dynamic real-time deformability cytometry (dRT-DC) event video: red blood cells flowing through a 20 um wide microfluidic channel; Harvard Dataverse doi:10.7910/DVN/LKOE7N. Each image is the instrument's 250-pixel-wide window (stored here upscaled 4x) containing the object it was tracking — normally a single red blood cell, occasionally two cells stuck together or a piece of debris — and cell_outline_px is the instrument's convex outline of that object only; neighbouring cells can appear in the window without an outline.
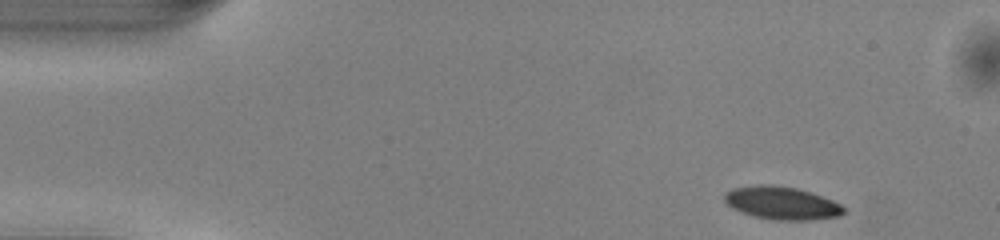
{"species": "common noctule bat (a hibernating species)", "species_latin": "Nyctalus noctula", "temperature_condition": "warm", "stored_images_in_passage": 46, "camera_frame_rate_fps": 3000, "um_per_image_px": 0.085, "animal": {"sex": "male", "body_mass_g": 13.0, "forearm_length_mm": 53.1}, "frame": {"image": 1, "passage_image": 1, "time_ms": 0.0, "image_size_px": [1000, 240], "cell_outline_px": [[848, 212], [840, 216], [808, 220], [776, 220], [756, 216], [732, 208], [724, 200], [724, 192], [732, 188], [760, 184], [764, 184], [796, 188], [832, 200], [848, 208]], "centroid_in_image_um": [66.48, 17.26], "position_along_channel_um": 18.5, "area_um2": 22.72}}
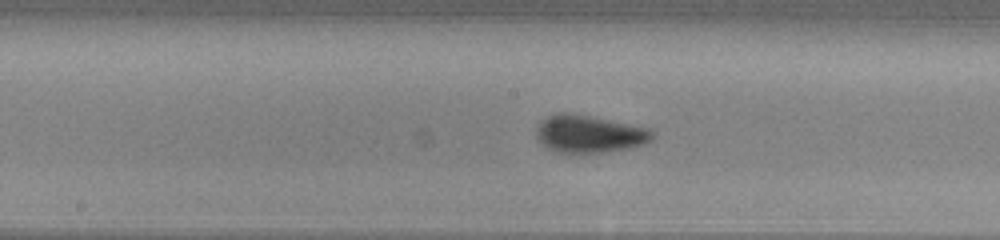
{"frame": {"image": 2, "passage_image": 21, "time_ms": 6.667, "image_size_px": [1000, 240], "cell_outline_px": [[656, 136], [652, 140], [644, 144], [628, 148], [600, 152], [556, 152], [540, 144], [536, 136], [536, 128], [540, 120], [556, 112], [564, 112], [588, 116], [652, 128]], "centroid_in_image_um": [50.08, 11.37], "position_along_channel_um": 198.1, "area_um2": 25.43}}
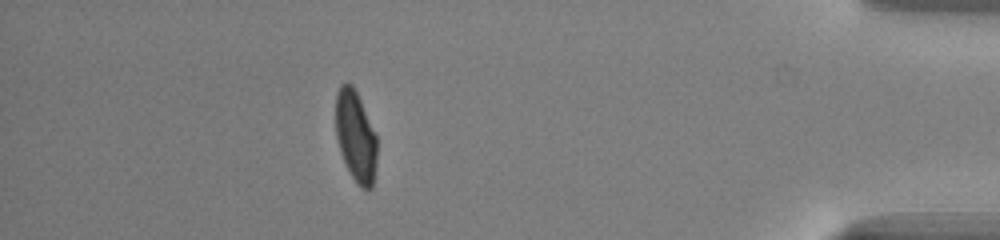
{"frame": {"image": 3, "passage_image": 40, "time_ms": 13.0, "image_size_px": [1000, 240], "cell_outline_px": [[376, 164], [372, 188], [360, 188], [356, 184], [340, 152], [336, 136], [336, 92], [340, 84], [352, 84], [360, 100], [376, 136]], "centroid_in_image_um": [30.22, 11.6], "position_along_channel_um": 405.0, "area_um2": 21.56}, "authors_computed_cell_mechanics": {"area_um2": 23.3223, "velocity_mm_per_s": 4.0929, "shape_relaxation_time_tau1_ms": 3.9853, "shape_relaxation_time_tau2_ms": null, "deformation_change_tau1": 0.1583, "deformation_change_tau2": null}}